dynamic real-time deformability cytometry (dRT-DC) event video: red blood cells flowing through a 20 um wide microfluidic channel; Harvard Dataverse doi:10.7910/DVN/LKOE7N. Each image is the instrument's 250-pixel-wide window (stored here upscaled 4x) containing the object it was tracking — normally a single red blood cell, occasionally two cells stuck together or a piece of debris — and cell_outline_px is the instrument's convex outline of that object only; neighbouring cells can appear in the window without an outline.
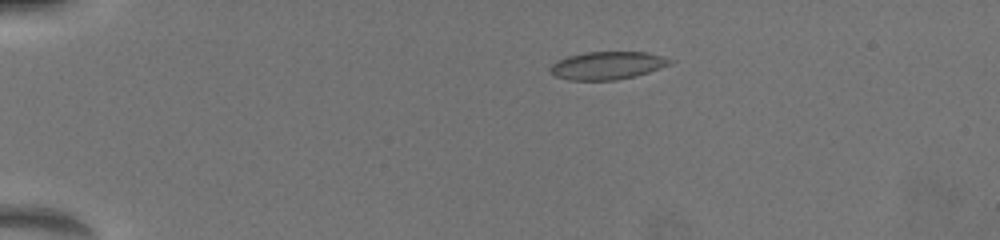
{"species": "common noctule bat (a hibernating species)", "species_latin": "Nyctalus noctula", "temperature_condition": "warm", "stored_images_in_passage": 25, "camera_frame_rate_fps": 3000, "um_per_image_px": 0.085, "animal": {"sex": "female", "body_mass_g": 19.5, "forearm_length_mm": 54.1}, "frame": {"image": 1, "passage_image": 1, "time_ms": 0.0, "image_size_px": [1000, 240], "cell_outline_px": [[676, 60], [672, 64], [648, 72], [616, 80], [568, 80], [556, 76], [548, 68], [552, 64], [568, 56], [584, 52], [644, 52]], "centroid_in_image_um": [51.63, 5.56], "position_along_channel_um": 33.4, "area_um2": 19.25}}
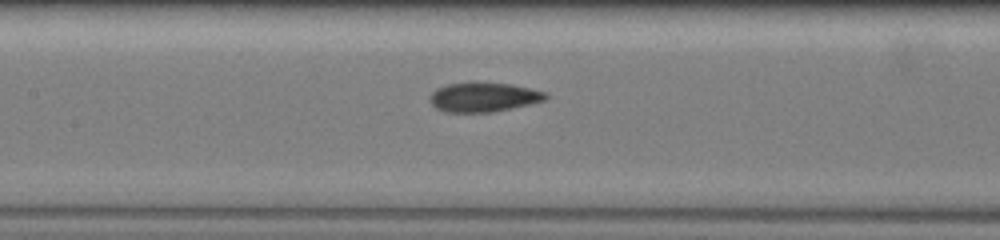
{"frame": {"image": 2, "passage_image": 14, "time_ms": 5.333, "image_size_px": [1000, 240], "cell_outline_px": [[548, 96], [544, 100], [528, 104], [492, 112], [444, 112], [436, 108], [428, 100], [428, 96], [436, 88], [448, 84], [472, 80], [476, 80], [512, 84], [532, 88], [548, 92]], "centroid_in_image_um": [41.07, 8.21], "position_along_channel_um": 166.3, "area_um2": 20.46}}
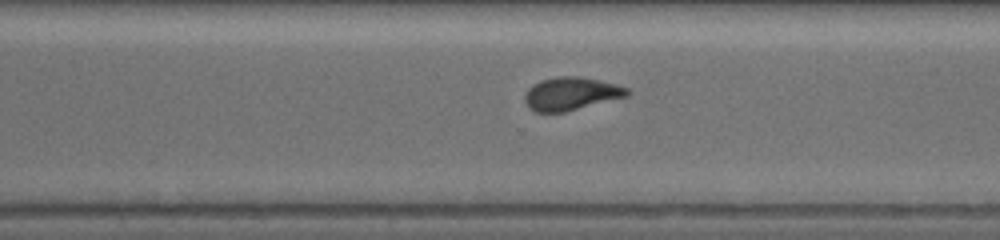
{"frame": {"image": 3, "passage_image": 25, "time_ms": 9.333, "image_size_px": [1000, 240], "cell_outline_px": [[632, 92], [628, 96], [564, 112], [536, 112], [528, 108], [524, 100], [524, 96], [528, 88], [532, 84], [540, 80], [556, 76], [576, 76], [596, 80], [628, 88]], "centroid_in_image_um": [48.49, 7.97], "position_along_channel_um": 322.1, "area_um2": 19.65}}